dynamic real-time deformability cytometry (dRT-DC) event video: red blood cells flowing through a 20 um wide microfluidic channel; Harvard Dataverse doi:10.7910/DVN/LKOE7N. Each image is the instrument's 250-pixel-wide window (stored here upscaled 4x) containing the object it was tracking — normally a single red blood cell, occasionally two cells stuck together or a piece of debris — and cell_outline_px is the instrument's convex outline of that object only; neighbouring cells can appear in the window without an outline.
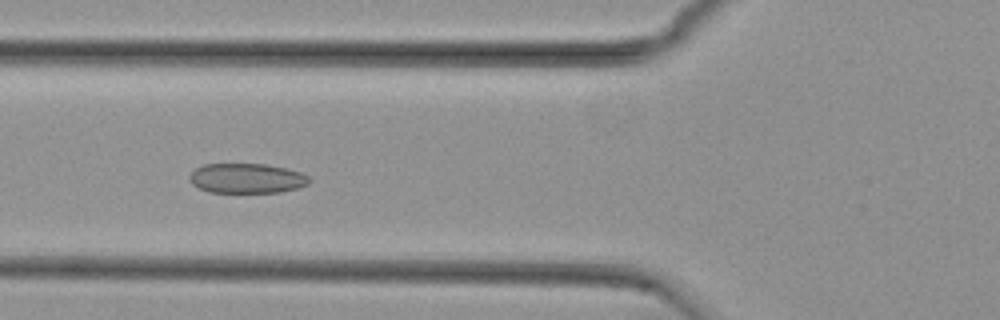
{"species": "common noctule bat (a hibernating species)", "species_latin": "Nyctalus noctula", "temperature_condition": "cold", "stored_images_in_passage": 54, "camera_frame_rate_fps": 3000, "um_per_image_px": 0.085, "animal": {"sex": "female", "body_mass_g": 29.2, "forearm_length_mm": 56.3}, "frame": {"image": 1, "passage_image": 20, "time_ms": 6.333, "image_size_px": [1000, 320], "cell_outline_px": [[312, 180], [308, 184], [296, 188], [280, 192], [208, 192], [192, 184], [188, 176], [196, 168], [204, 164], [264, 164], [284, 168], [300, 172], [308, 176]], "centroid_in_image_um": [20.97, 15.15], "position_along_channel_um": 104.8, "area_um2": 20.69}}
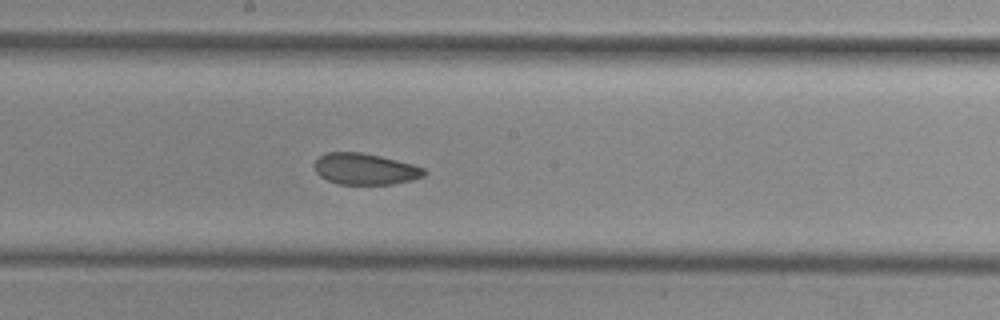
{"frame": {"image": 2, "passage_image": 29, "time_ms": 9.333, "image_size_px": [1000, 320], "cell_outline_px": [[428, 172], [424, 176], [412, 180], [392, 184], [336, 184], [320, 176], [316, 172], [316, 160], [324, 152], [360, 152], [380, 156], [412, 164], [424, 168]], "centroid_in_image_um": [31.05, 14.37], "position_along_channel_um": 217.2, "area_um2": 19.94}}
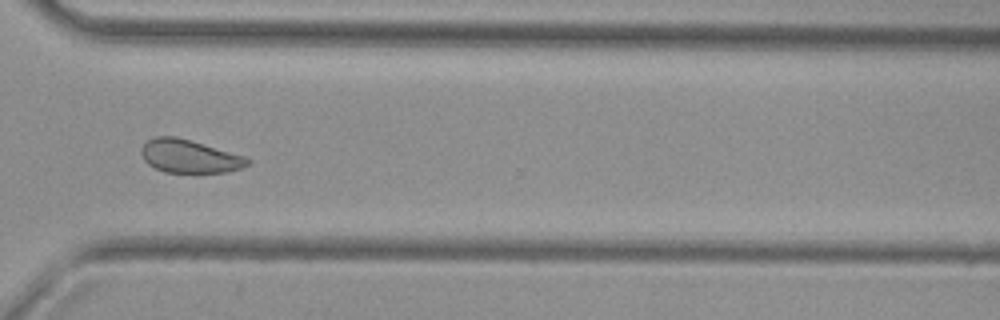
{"frame": {"image": 3, "passage_image": 40, "time_ms": 13.0, "image_size_px": [1000, 320], "cell_outline_px": [[252, 164], [240, 168], [224, 172], [164, 172], [148, 164], [144, 160], [140, 152], [140, 148], [148, 140], [156, 136], [176, 136], [244, 156], [252, 160]], "centroid_in_image_um": [16.09, 13.28], "position_along_channel_um": 354.5, "area_um2": 20.4}, "authors_computed_cell_mechanics": {"area_um2": 21.5594, "velocity_mm_per_s": 3.7402, "shape_relaxation_time_tau1_ms": null, "shape_relaxation_time_tau2_ms": 2.9691, "deformation_change_tau1": null, "deformation_change_tau2": 0.0668}}